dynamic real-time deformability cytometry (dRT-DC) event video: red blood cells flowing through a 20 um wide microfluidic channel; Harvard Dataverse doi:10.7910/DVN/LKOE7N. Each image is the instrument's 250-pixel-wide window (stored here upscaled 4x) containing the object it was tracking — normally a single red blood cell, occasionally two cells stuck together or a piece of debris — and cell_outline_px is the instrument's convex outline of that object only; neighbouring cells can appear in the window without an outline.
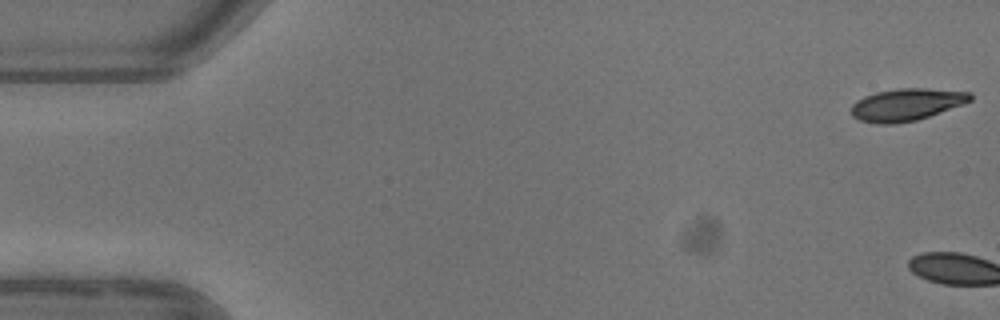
{"species": "common noctule bat (a hibernating species)", "species_latin": "Nyctalus noctula", "temperature_condition": "warm", "stored_images_in_passage": 6, "camera_frame_rate_fps": 3000, "um_per_image_px": 0.085, "animal": {"sex": "female"}, "frame": {"image": 1, "passage_image": 1, "time_ms": 0.0, "image_size_px": [1000, 320], "cell_outline_px": [[972, 100], [964, 104], [916, 120], [896, 124], [880, 124], [860, 120], [852, 116], [852, 104], [856, 100], [864, 96], [876, 92], [900, 88], [928, 88], [972, 92]], "centroid_in_image_um": [77.06, 8.88], "position_along_channel_um": 7.9, "area_um2": 22.37}}
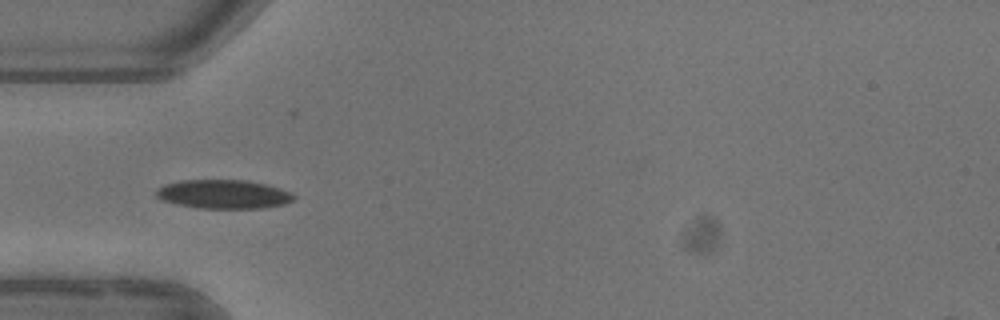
{"frame": {"image": 2, "passage_image": 6, "time_ms": 6.0, "image_size_px": [1000, 320], "cell_outline_px": [[296, 196], [292, 200], [284, 204], [264, 208], [200, 208], [176, 204], [160, 200], [156, 196], [156, 192], [164, 184], [184, 180], [244, 180], [264, 184], [280, 188], [292, 192]], "centroid_in_image_um": [19.0, 16.51], "position_along_channel_um": 66.0, "area_um2": 23.06}}